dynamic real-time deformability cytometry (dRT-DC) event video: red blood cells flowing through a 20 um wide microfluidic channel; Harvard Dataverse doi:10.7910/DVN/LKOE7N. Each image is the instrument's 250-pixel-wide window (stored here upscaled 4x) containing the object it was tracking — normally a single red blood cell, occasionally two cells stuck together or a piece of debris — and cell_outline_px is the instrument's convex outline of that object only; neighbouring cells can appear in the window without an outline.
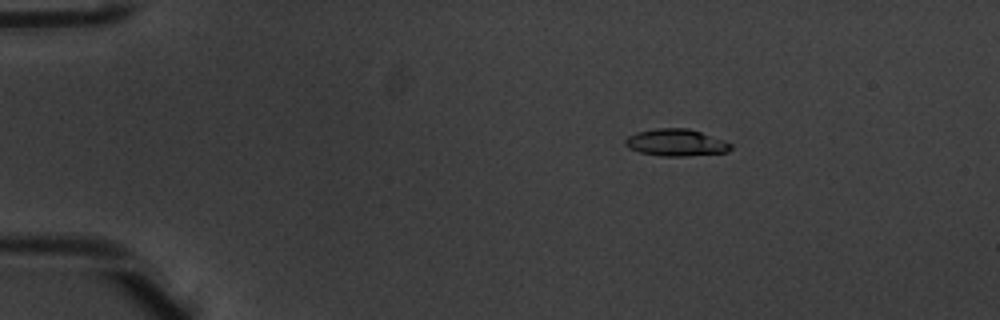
{"species": "common noctule bat (a hibernating species)", "species_latin": "Nyctalus noctula", "temperature_condition": "warm", "stored_images_in_passage": 5, "camera_frame_rate_fps": 3000, "um_per_image_px": 0.085, "animal": {"sex": "male", "body_mass_g": 20.1, "forearm_length_mm": 53.5}, "frame": {"image": 1, "passage_image": 3, "time_ms": 0.667, "image_size_px": [1000, 320], "cell_outline_px": [[732, 148], [728, 152], [688, 156], [660, 156], [640, 152], [628, 148], [624, 144], [624, 140], [628, 136], [636, 132], [656, 128], [688, 128], [724, 140], [732, 144]], "centroid_in_image_um": [57.45, 12.12], "position_along_channel_um": 27.5, "area_um2": 16.7}}